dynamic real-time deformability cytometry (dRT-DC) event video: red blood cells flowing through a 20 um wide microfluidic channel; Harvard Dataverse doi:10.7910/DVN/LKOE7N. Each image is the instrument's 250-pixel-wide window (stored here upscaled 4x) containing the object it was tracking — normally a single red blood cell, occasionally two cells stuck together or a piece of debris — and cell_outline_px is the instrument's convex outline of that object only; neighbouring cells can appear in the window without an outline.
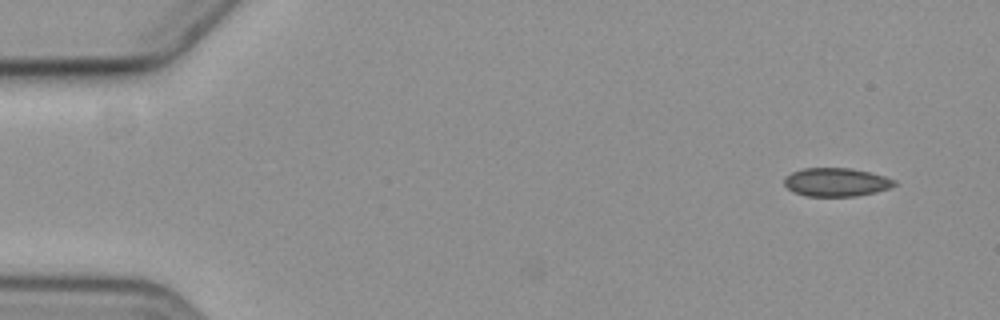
{"species": "common noctule bat (a hibernating species)", "species_latin": "Nyctalus noctula", "temperature_condition": "cold", "stored_images_in_passage": 2, "camera_frame_rate_fps": 3000, "um_per_image_px": 0.085, "animal": {"sex": "female", "body_mass_g": 19.3, "forearm_length_mm": 54.1}, "frame": {"image": 1, "passage_image": 2, "time_ms": 1.333, "image_size_px": [1000, 320], "cell_outline_px": [[896, 184], [888, 188], [876, 192], [856, 196], [804, 196], [792, 192], [784, 184], [784, 176], [792, 172], [804, 168], [852, 168], [884, 176], [896, 180]], "centroid_in_image_um": [71.04, 15.48], "position_along_channel_um": 14.0, "area_um2": 18.32}}